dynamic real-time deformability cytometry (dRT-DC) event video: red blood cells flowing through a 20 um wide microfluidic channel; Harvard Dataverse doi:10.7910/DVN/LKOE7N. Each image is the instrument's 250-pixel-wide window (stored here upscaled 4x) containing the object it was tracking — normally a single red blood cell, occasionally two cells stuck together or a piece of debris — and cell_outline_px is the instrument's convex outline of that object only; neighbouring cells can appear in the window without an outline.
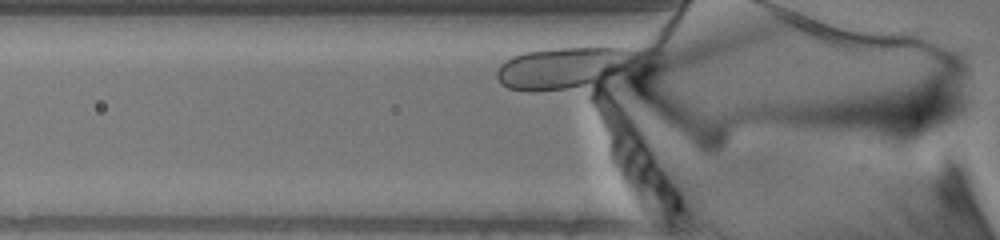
{"species": "human", "species_latin": "Homo sapiens", "temperature_condition": "warm", "stored_images_in_passage": 28, "camera_frame_rate_fps": 3000, "um_per_image_px": 0.085, "donor": {"sex": "male"}, "frame": {"image": 1, "passage_image": 2, "time_ms": 0.333, "image_size_px": [1000, 240], "cell_outline_px": [[660, 68], [652, 72], [564, 88], [508, 88], [500, 84], [496, 76], [496, 72], [500, 64], [512, 56], [524, 52], [552, 48], [600, 44], [648, 48], [660, 52]], "centroid_in_image_um": [48.93, 5.6], "position_along_channel_um": 76.9, "area_um2": 39.59}}
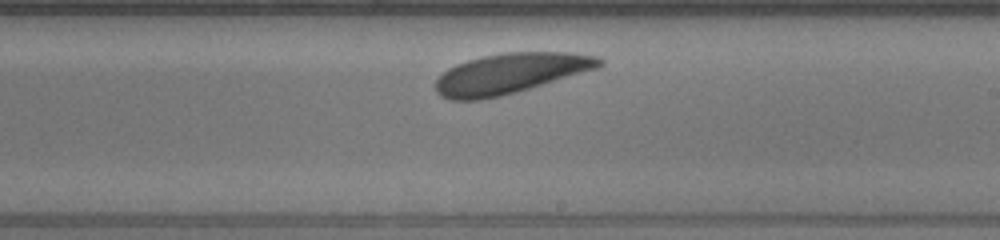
{"frame": {"image": 2, "passage_image": 17, "time_ms": 5.333, "image_size_px": [1000, 240], "cell_outline_px": [[604, 64], [600, 68], [516, 92], [500, 96], [480, 100], [448, 100], [440, 96], [436, 92], [436, 80], [448, 68], [456, 64], [468, 60], [484, 56], [504, 52], [572, 52], [596, 56], [604, 60]], "centroid_in_image_um": [43.4, 6.24], "position_along_channel_um": 245.6, "area_um2": 38.61}}
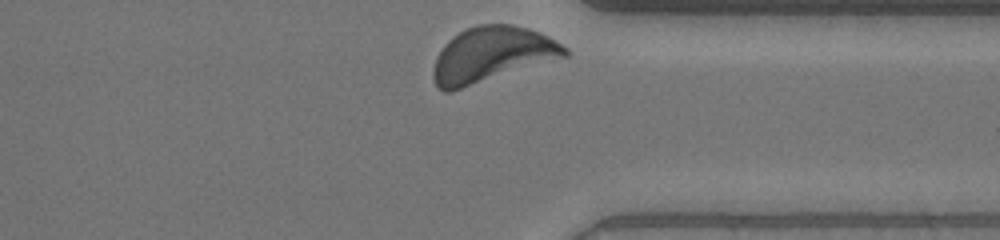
{"frame": {"image": 3, "passage_image": 28, "time_ms": 9.0, "image_size_px": [1000, 240], "cell_outline_px": [[568, 56], [448, 92], [444, 92], [436, 84], [432, 76], [432, 72], [436, 56], [444, 44], [452, 36], [468, 28], [480, 24], [512, 24], [528, 28], [540, 32], [548, 36], [568, 48]], "centroid_in_image_um": [41.8, 4.62], "position_along_channel_um": 369.6, "area_um2": 42.02}}